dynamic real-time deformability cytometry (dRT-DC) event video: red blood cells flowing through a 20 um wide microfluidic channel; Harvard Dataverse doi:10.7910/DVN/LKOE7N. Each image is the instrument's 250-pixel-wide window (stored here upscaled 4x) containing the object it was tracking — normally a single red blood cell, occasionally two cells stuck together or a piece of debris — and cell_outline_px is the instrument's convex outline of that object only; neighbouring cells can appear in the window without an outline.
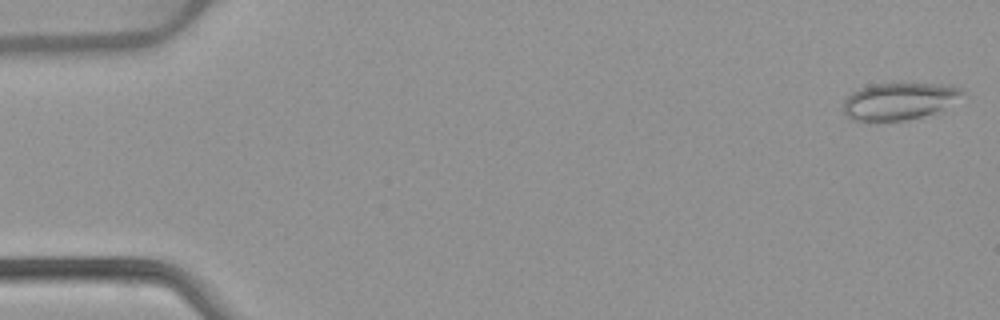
{"species": "common noctule bat (a hibernating species)", "species_latin": "Nyctalus noctula", "temperature_condition": "warm", "stored_images_in_passage": 52, "camera_frame_rate_fps": 3000, "um_per_image_px": 0.085, "animal": {"sex": "female", "body_mass_g": 22.7, "forearm_length_mm": 54.2}, "frame": {"image": 1, "passage_image": 1, "time_ms": 0.0, "image_size_px": [1000, 320], "cell_outline_px": [[964, 92], [940, 112], [904, 120], [868, 124], [852, 120], [844, 112], [844, 100], [852, 92], [860, 88], [876, 84], [952, 84], [960, 88]], "centroid_in_image_um": [76.38, 8.64], "position_along_channel_um": 8.6, "area_um2": 26.01}}
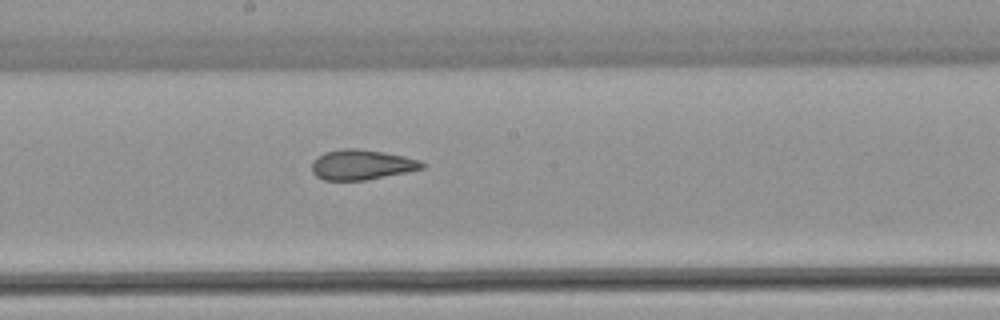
{"frame": {"image": 2, "passage_image": 28, "time_ms": 9.0, "image_size_px": [1000, 320], "cell_outline_px": [[428, 164], [424, 168], [368, 180], [324, 180], [316, 176], [312, 172], [312, 164], [324, 152], [344, 148], [356, 148], [384, 152], [404, 156], [420, 160]], "centroid_in_image_um": [30.78, 14.0], "position_along_channel_um": 217.4, "area_um2": 19.31}}
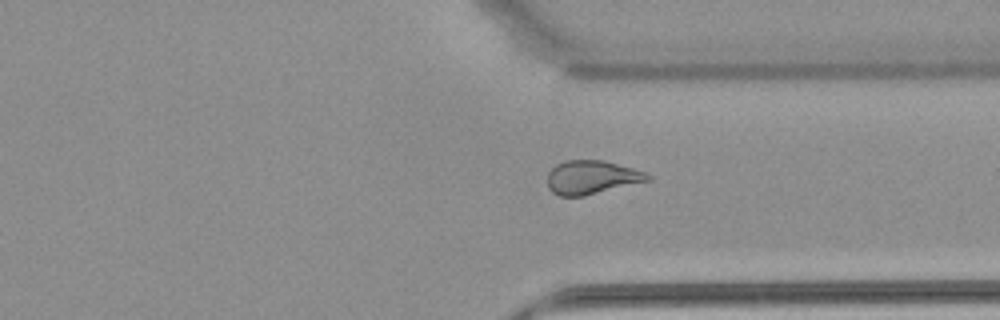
{"frame": {"image": 3, "passage_image": 39, "time_ms": 12.667, "image_size_px": [1000, 320], "cell_outline_px": [[652, 180], [584, 196], [560, 196], [552, 192], [548, 188], [548, 172], [556, 164], [564, 160], [604, 160], [632, 168], [644, 172], [652, 176]], "centroid_in_image_um": [50.29, 15.07], "position_along_channel_um": 361.1, "area_um2": 19.77}, "authors_computed_cell_mechanics": {"area_um2": 21.5305, "velocity_mm_per_s": 3.9254, "shape_relaxation_time_tau1_ms": null, "shape_relaxation_time_tau2_ms": 2.1873, "deformation_change_tau1": null, "deformation_change_tau2": 0.1068}}